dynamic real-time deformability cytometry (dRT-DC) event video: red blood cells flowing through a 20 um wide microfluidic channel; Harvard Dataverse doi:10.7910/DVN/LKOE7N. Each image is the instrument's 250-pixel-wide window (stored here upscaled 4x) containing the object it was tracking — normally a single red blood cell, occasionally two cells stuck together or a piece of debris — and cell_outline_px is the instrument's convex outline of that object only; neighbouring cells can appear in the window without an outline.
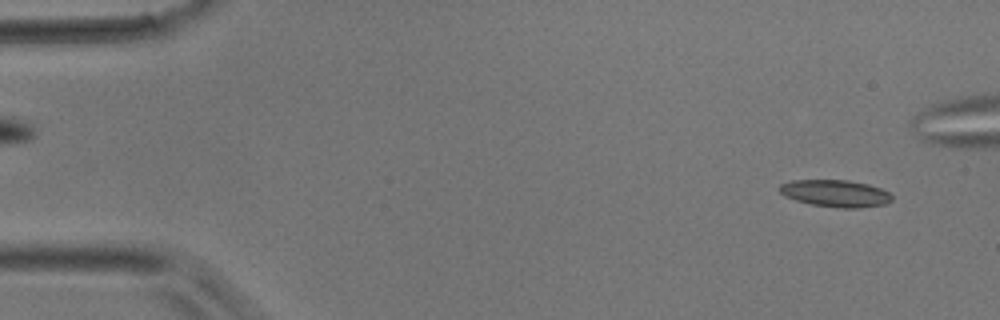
{"species": "common noctule bat (a hibernating species)", "species_latin": "Nyctalus noctula", "temperature_condition": "room temperature", "stored_images_in_passage": 3, "segment_of_instrument_passage": [2, 2], "camera_frame_rate_fps": 3000, "um_per_image_px": 0.085, "animal": {"sex": "male", "body_mass_g": 17.9}, "frame": {"image": 1, "passage_image": 3, "time_ms": 0.667, "image_size_px": [1000, 320], "cell_outline_px": [[892, 200], [884, 204], [856, 208], [844, 208], [812, 204], [796, 200], [784, 196], [776, 188], [780, 184], [792, 180], [848, 180], [868, 184], [880, 188], [888, 192], [892, 196]], "centroid_in_image_um": [70.98, 16.42], "position_along_channel_um": 14.0, "area_um2": 17.63}}